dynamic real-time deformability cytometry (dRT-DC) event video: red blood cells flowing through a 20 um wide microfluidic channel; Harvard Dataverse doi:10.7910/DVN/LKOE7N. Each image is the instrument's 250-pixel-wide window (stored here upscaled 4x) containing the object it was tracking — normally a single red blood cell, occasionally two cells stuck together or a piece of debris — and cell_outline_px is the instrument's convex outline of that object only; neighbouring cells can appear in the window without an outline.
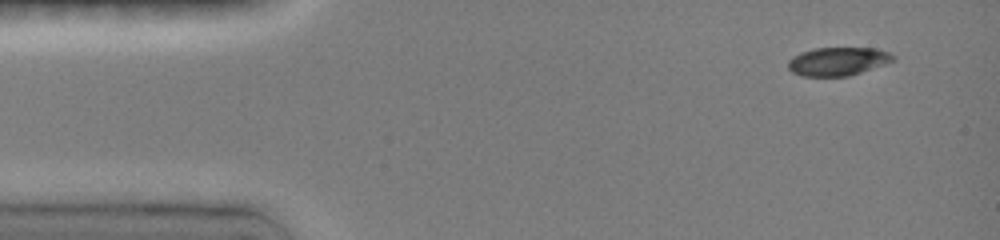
{"species": "common noctule bat (a hibernating species)", "species_latin": "Nyctalus noctula", "temperature_condition": "room temperature", "stored_images_in_passage": 20, "camera_frame_rate_fps": 3000, "um_per_image_px": 0.085, "animal": {"sex": "female", "body_mass_g": 19.0, "forearm_length_mm": 51.5}, "frame": {"image": 1, "passage_image": 1, "time_ms": 0.0, "image_size_px": [1000, 240], "cell_outline_px": [[896, 60], [848, 76], [800, 76], [792, 72], [788, 68], [788, 60], [792, 56], [800, 52], [812, 48], [876, 48], [888, 52], [896, 56]], "centroid_in_image_um": [71.19, 5.21], "position_along_channel_um": 13.8, "area_um2": 17.46}}
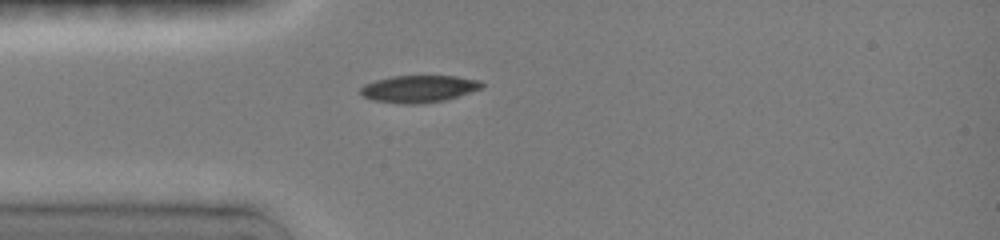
{"frame": {"image": 2, "passage_image": 16, "time_ms": 3.0, "image_size_px": [1000, 240], "cell_outline_px": [[484, 84], [480, 88], [444, 100], [424, 104], [404, 104], [372, 100], [364, 96], [360, 92], [360, 88], [364, 84], [376, 80], [392, 76], [456, 76], [480, 80]], "centroid_in_image_um": [35.56, 7.55], "position_along_channel_um": 49.4, "area_um2": 19.02}}